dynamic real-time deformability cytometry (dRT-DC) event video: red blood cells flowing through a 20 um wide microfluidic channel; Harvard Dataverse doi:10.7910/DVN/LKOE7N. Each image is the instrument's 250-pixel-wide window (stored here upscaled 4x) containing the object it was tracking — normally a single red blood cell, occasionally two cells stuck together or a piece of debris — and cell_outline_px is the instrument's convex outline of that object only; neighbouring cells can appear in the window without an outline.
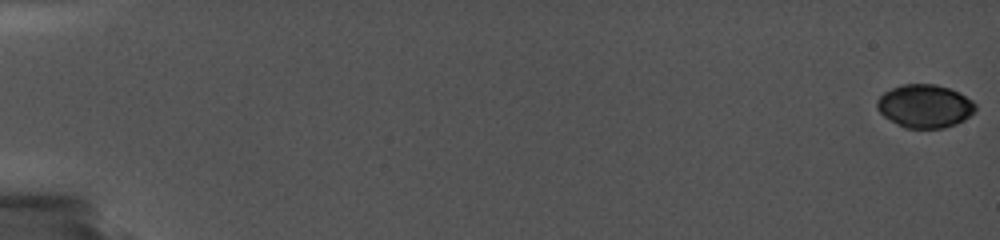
{"species": "common noctule bat (a hibernating species)", "species_latin": "Nyctalus noctula", "temperature_condition": "cold", "stored_images_in_passage": 63, "camera_frame_rate_fps": 5000, "um_per_image_px": 0.085, "animal": {"sex": "female", "body_mass_g": 19.0, "forearm_length_mm": 56.7}, "frame": {"image": 1, "passage_image": 1, "time_ms": 0.0, "image_size_px": [1000, 240], "cell_outline_px": [[976, 108], [964, 120], [956, 124], [944, 128], [904, 128], [884, 116], [876, 108], [876, 100], [884, 92], [892, 88], [904, 84], [936, 84], [948, 88], [972, 100], [976, 104]], "centroid_in_image_um": [78.58, 9.02], "position_along_channel_um": 6.4, "area_um2": 24.62}}
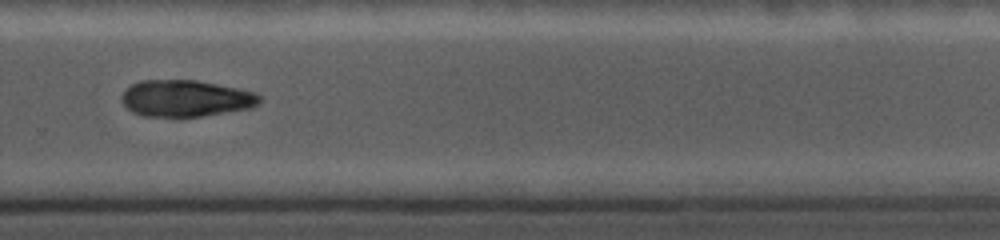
{"frame": {"image": 2, "passage_image": 53, "time_ms": 13.6, "image_size_px": [1000, 240], "cell_outline_px": [[264, 96], [260, 104], [248, 108], [200, 116], [144, 116], [132, 112], [120, 100], [120, 96], [124, 88], [140, 80], [196, 80], [256, 92]], "centroid_in_image_um": [15.77, 8.35], "position_along_channel_um": 314.0, "area_um2": 29.48}}
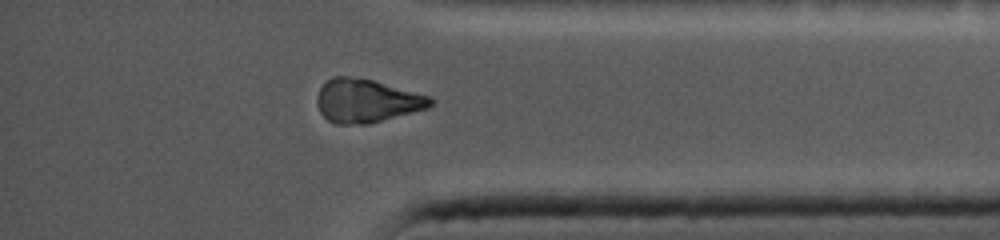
{"frame": {"image": 3, "passage_image": 59, "time_ms": 16.0, "image_size_px": [1000, 240], "cell_outline_px": [[432, 104], [428, 108], [368, 124], [336, 124], [328, 120], [320, 112], [316, 104], [316, 96], [320, 88], [332, 76], [348, 76], [372, 80], [432, 96]], "centroid_in_image_um": [31.14, 8.57], "position_along_channel_um": 404.1, "area_um2": 28.67}, "authors_computed_cell_mechanics": {"area_um2": 27.3394, "velocity_mm_per_s": 3.7257, "shape_relaxation_time_tau1_ms": null, "shape_relaxation_time_tau2_ms": 6.3046, "deformation_change_tau1": null, "deformation_change_tau2": 0.1069}}